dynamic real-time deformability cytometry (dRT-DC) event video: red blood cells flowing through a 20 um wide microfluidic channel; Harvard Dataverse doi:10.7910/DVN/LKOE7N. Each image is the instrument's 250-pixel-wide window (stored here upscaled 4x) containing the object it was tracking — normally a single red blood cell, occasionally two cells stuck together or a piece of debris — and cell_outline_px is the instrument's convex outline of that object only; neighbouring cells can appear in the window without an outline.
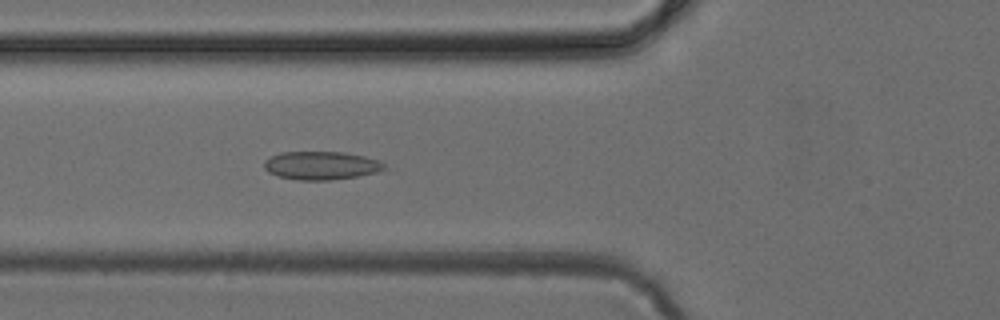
{"species": "common noctule bat (a hibernating species)", "species_latin": "Nyctalus noctula", "temperature_condition": "cold", "stored_images_in_passage": 48, "camera_frame_rate_fps": 3000, "um_per_image_px": 0.085, "animal": {"sex": "female", "body_mass_g": 24.6, "forearm_length_mm": 56.2}, "frame": {"image": 1, "passage_image": 17, "time_ms": 5.333, "image_size_px": [1000, 320], "cell_outline_px": [[384, 168], [376, 172], [356, 176], [332, 180], [300, 180], [276, 176], [268, 172], [264, 168], [264, 160], [280, 152], [344, 152], [364, 156], [380, 160], [384, 164]], "centroid_in_image_um": [27.26, 14.06], "position_along_channel_um": 98.5, "area_um2": 19.77}}
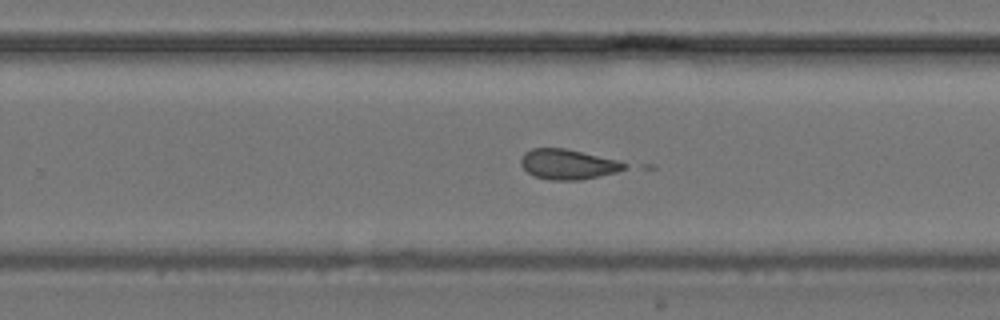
{"frame": {"image": 2, "passage_image": 30, "time_ms": 9.667, "image_size_px": [1000, 320], "cell_outline_px": [[628, 168], [616, 172], [600, 176], [580, 180], [552, 180], [536, 176], [528, 172], [520, 164], [520, 160], [524, 152], [532, 148], [564, 148], [620, 160], [628, 164]], "centroid_in_image_um": [48.31, 13.96], "position_along_channel_um": 281.5, "area_um2": 18.26}}
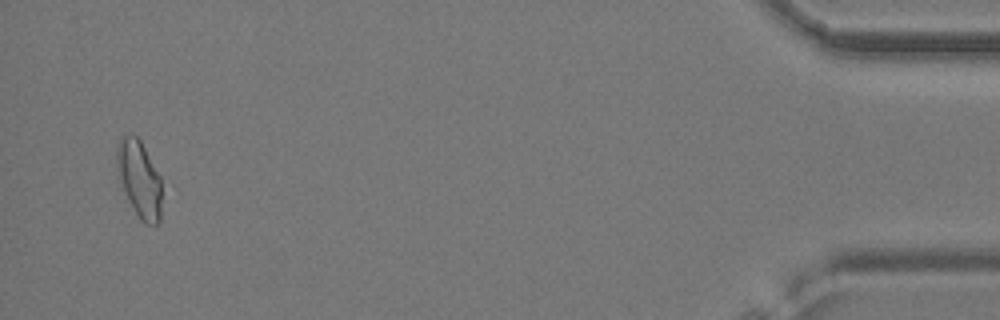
{"frame": {"image": 3, "passage_image": 46, "time_ms": 15.0, "image_size_px": [1000, 320], "cell_outline_px": [[160, 224], [144, 224], [140, 220], [124, 188], [116, 168], [116, 144], [120, 136], [136, 136], [140, 140], [160, 176]], "centroid_in_image_um": [11.83, 15.18], "position_along_channel_um": 423.4, "area_um2": 19.59}}